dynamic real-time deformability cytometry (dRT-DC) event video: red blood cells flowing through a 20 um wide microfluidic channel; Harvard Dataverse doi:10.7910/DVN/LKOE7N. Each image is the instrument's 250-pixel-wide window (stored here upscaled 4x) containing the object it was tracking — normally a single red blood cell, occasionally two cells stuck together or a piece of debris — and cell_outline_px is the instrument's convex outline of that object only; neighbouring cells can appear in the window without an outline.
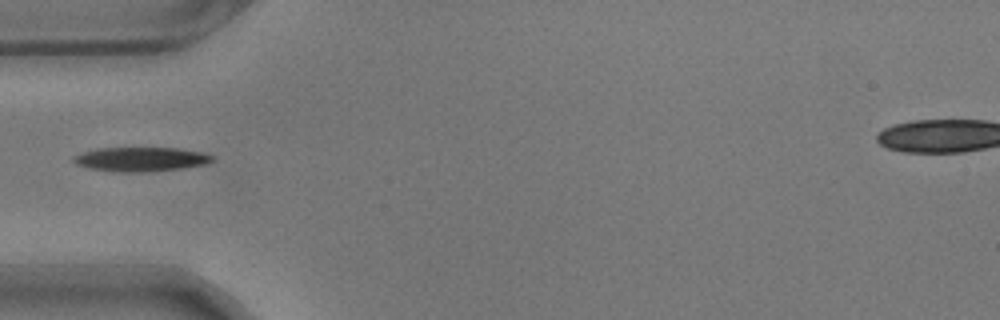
{"species": "common noctule bat (a hibernating species)", "species_latin": "Nyctalus noctula", "temperature_condition": "warm", "stored_images_in_passage": 7, "camera_frame_rate_fps": 3000, "um_per_image_px": 0.085, "animal": {"sex": "male", "body_mass_g": 17.9}, "frame": {"image": 1, "passage_image": 1, "time_ms": 0.0, "image_size_px": [1000, 320], "cell_outline_px": [[216, 160], [204, 164], [180, 168], [140, 172], [120, 172], [92, 168], [76, 164], [72, 160], [76, 156], [84, 152], [96, 148], [176, 148], [204, 152], [212, 156]], "centroid_in_image_um": [12.01, 13.52], "position_along_channel_um": 73.0, "area_um2": 19.25}}
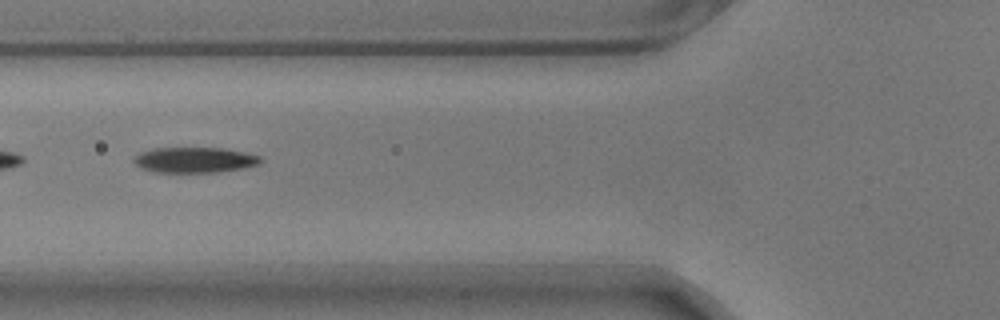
{"frame": {"image": 2, "passage_image": 4, "time_ms": 1.0, "image_size_px": [1000, 320], "cell_outline_px": [[264, 160], [260, 164], [244, 168], [216, 172], [156, 172], [140, 168], [132, 160], [140, 152], [152, 148], [224, 148], [244, 152], [260, 156]], "centroid_in_image_um": [16.56, 13.59], "position_along_channel_um": 109.2, "area_um2": 18.9}}